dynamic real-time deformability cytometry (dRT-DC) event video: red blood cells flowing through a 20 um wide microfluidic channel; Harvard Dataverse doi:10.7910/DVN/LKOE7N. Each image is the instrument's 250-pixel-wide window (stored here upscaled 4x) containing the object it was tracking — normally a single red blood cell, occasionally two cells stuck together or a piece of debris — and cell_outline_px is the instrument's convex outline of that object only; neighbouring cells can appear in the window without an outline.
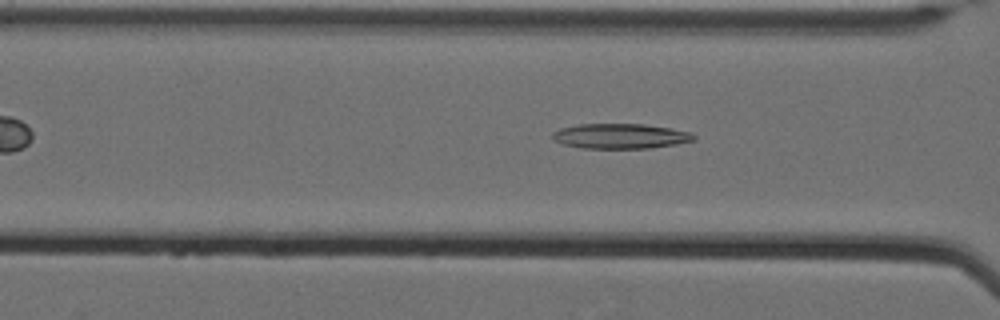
{"species": "Egyptian fruit bat (a non-hibernating species)", "species_latin": "Rousettus aegyptiacus", "temperature_condition": "cold", "stored_images_in_passage": 47, "camera_frame_rate_fps": 3000, "um_per_image_px": 0.085, "animal": {"sex": "female"}, "frame": {"image": 1, "passage_image": 18, "time_ms": 5.667, "image_size_px": [1000, 320], "cell_outline_px": [[696, 140], [676, 144], [652, 148], [580, 148], [564, 144], [552, 140], [552, 132], [560, 128], [580, 124], [644, 124], [692, 132], [696, 136]], "centroid_in_image_um": [52.73, 11.57], "position_along_channel_um": 113.9, "area_um2": 20.69}}
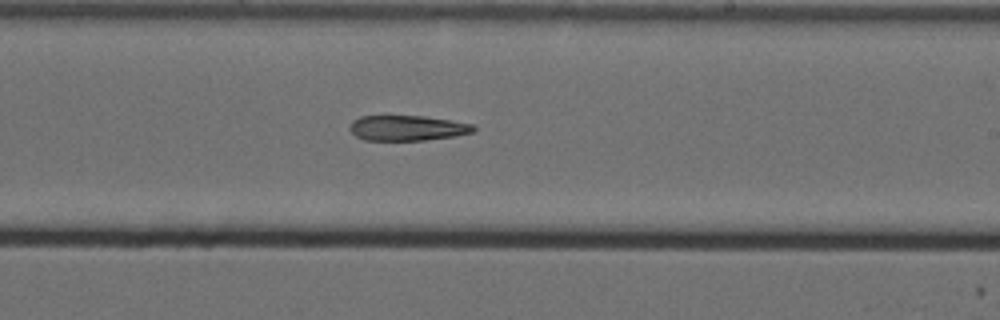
{"frame": {"image": 2, "passage_image": 30, "time_ms": 9.667, "image_size_px": [1000, 320], "cell_outline_px": [[476, 128], [472, 132], [456, 136], [424, 140], [364, 140], [356, 136], [348, 128], [352, 120], [360, 116], [424, 116], [472, 124]], "centroid_in_image_um": [34.58, 10.88], "position_along_channel_um": 254.4, "area_um2": 18.15}}
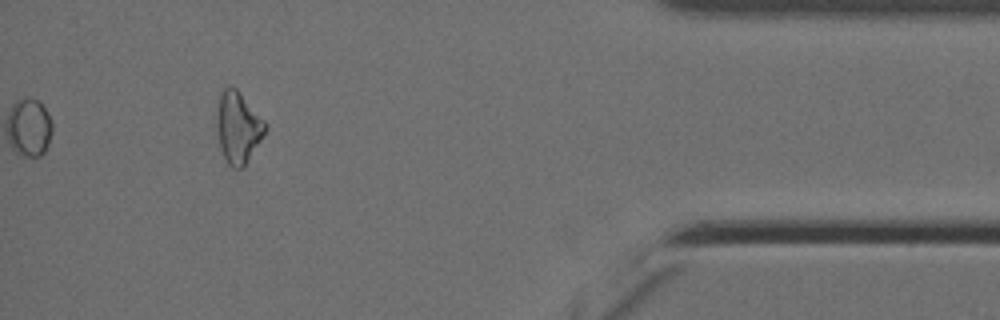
{"frame": {"image": 3, "passage_image": 47, "time_ms": 15.333, "image_size_px": [1000, 320], "cell_outline_px": [[268, 128], [264, 136], [244, 168], [232, 168], [228, 164], [220, 148], [216, 128], [216, 120], [220, 96], [224, 88], [236, 88], [264, 120]], "centroid_in_image_um": [20.25, 10.89], "position_along_channel_um": 414.9, "area_um2": 20.11}}